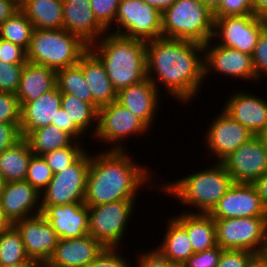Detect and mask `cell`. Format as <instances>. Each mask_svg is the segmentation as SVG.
<instances>
[{
  "instance_id": "cell-26",
  "label": "cell",
  "mask_w": 267,
  "mask_h": 267,
  "mask_svg": "<svg viewBox=\"0 0 267 267\" xmlns=\"http://www.w3.org/2000/svg\"><path fill=\"white\" fill-rule=\"evenodd\" d=\"M56 86L54 69L27 62L22 70L15 95L21 106L25 102L36 101L42 94L53 90Z\"/></svg>"
},
{
  "instance_id": "cell-50",
  "label": "cell",
  "mask_w": 267,
  "mask_h": 267,
  "mask_svg": "<svg viewBox=\"0 0 267 267\" xmlns=\"http://www.w3.org/2000/svg\"><path fill=\"white\" fill-rule=\"evenodd\" d=\"M19 9V0H0V25Z\"/></svg>"
},
{
  "instance_id": "cell-35",
  "label": "cell",
  "mask_w": 267,
  "mask_h": 267,
  "mask_svg": "<svg viewBox=\"0 0 267 267\" xmlns=\"http://www.w3.org/2000/svg\"><path fill=\"white\" fill-rule=\"evenodd\" d=\"M33 30V24L19 9L0 25V38L17 44L27 51Z\"/></svg>"
},
{
  "instance_id": "cell-24",
  "label": "cell",
  "mask_w": 267,
  "mask_h": 267,
  "mask_svg": "<svg viewBox=\"0 0 267 267\" xmlns=\"http://www.w3.org/2000/svg\"><path fill=\"white\" fill-rule=\"evenodd\" d=\"M62 94L56 86L42 94L36 101L25 102L20 107V135L25 138L31 131L56 123L57 111L61 108Z\"/></svg>"
},
{
  "instance_id": "cell-62",
  "label": "cell",
  "mask_w": 267,
  "mask_h": 267,
  "mask_svg": "<svg viewBox=\"0 0 267 267\" xmlns=\"http://www.w3.org/2000/svg\"><path fill=\"white\" fill-rule=\"evenodd\" d=\"M39 267H48L46 264H40Z\"/></svg>"
},
{
  "instance_id": "cell-28",
  "label": "cell",
  "mask_w": 267,
  "mask_h": 267,
  "mask_svg": "<svg viewBox=\"0 0 267 267\" xmlns=\"http://www.w3.org/2000/svg\"><path fill=\"white\" fill-rule=\"evenodd\" d=\"M19 7L34 29H63V0H19Z\"/></svg>"
},
{
  "instance_id": "cell-42",
  "label": "cell",
  "mask_w": 267,
  "mask_h": 267,
  "mask_svg": "<svg viewBox=\"0 0 267 267\" xmlns=\"http://www.w3.org/2000/svg\"><path fill=\"white\" fill-rule=\"evenodd\" d=\"M214 18L254 14L252 0H222L213 12Z\"/></svg>"
},
{
  "instance_id": "cell-23",
  "label": "cell",
  "mask_w": 267,
  "mask_h": 267,
  "mask_svg": "<svg viewBox=\"0 0 267 267\" xmlns=\"http://www.w3.org/2000/svg\"><path fill=\"white\" fill-rule=\"evenodd\" d=\"M160 96L156 86L146 78L138 84L130 85L118 91L116 101L130 110L151 129L155 117H157V110L161 107L159 106Z\"/></svg>"
},
{
  "instance_id": "cell-14",
  "label": "cell",
  "mask_w": 267,
  "mask_h": 267,
  "mask_svg": "<svg viewBox=\"0 0 267 267\" xmlns=\"http://www.w3.org/2000/svg\"><path fill=\"white\" fill-rule=\"evenodd\" d=\"M221 163L234 183L253 184L267 171V148L259 136H254Z\"/></svg>"
},
{
  "instance_id": "cell-57",
  "label": "cell",
  "mask_w": 267,
  "mask_h": 267,
  "mask_svg": "<svg viewBox=\"0 0 267 267\" xmlns=\"http://www.w3.org/2000/svg\"><path fill=\"white\" fill-rule=\"evenodd\" d=\"M38 262H20L14 265L0 266V267H39Z\"/></svg>"
},
{
  "instance_id": "cell-55",
  "label": "cell",
  "mask_w": 267,
  "mask_h": 267,
  "mask_svg": "<svg viewBox=\"0 0 267 267\" xmlns=\"http://www.w3.org/2000/svg\"><path fill=\"white\" fill-rule=\"evenodd\" d=\"M11 225L9 220L5 217L0 204V233Z\"/></svg>"
},
{
  "instance_id": "cell-13",
  "label": "cell",
  "mask_w": 267,
  "mask_h": 267,
  "mask_svg": "<svg viewBox=\"0 0 267 267\" xmlns=\"http://www.w3.org/2000/svg\"><path fill=\"white\" fill-rule=\"evenodd\" d=\"M220 111L221 113H217L216 118L213 117L211 125L207 128L208 131L204 132L205 137H203L208 151L206 154L217 158L219 163L255 136L226 112Z\"/></svg>"
},
{
  "instance_id": "cell-48",
  "label": "cell",
  "mask_w": 267,
  "mask_h": 267,
  "mask_svg": "<svg viewBox=\"0 0 267 267\" xmlns=\"http://www.w3.org/2000/svg\"><path fill=\"white\" fill-rule=\"evenodd\" d=\"M20 125L0 123V153L12 147L22 138L20 135Z\"/></svg>"
},
{
  "instance_id": "cell-1",
  "label": "cell",
  "mask_w": 267,
  "mask_h": 267,
  "mask_svg": "<svg viewBox=\"0 0 267 267\" xmlns=\"http://www.w3.org/2000/svg\"><path fill=\"white\" fill-rule=\"evenodd\" d=\"M146 71L159 92L163 85L166 94L180 105L193 103L205 82L203 44L165 37L148 40Z\"/></svg>"
},
{
  "instance_id": "cell-60",
  "label": "cell",
  "mask_w": 267,
  "mask_h": 267,
  "mask_svg": "<svg viewBox=\"0 0 267 267\" xmlns=\"http://www.w3.org/2000/svg\"><path fill=\"white\" fill-rule=\"evenodd\" d=\"M5 184H6L5 179L0 175V197H1V194L3 193V191H4Z\"/></svg>"
},
{
  "instance_id": "cell-45",
  "label": "cell",
  "mask_w": 267,
  "mask_h": 267,
  "mask_svg": "<svg viewBox=\"0 0 267 267\" xmlns=\"http://www.w3.org/2000/svg\"><path fill=\"white\" fill-rule=\"evenodd\" d=\"M223 250L216 245L202 252L193 253L181 267H217Z\"/></svg>"
},
{
  "instance_id": "cell-47",
  "label": "cell",
  "mask_w": 267,
  "mask_h": 267,
  "mask_svg": "<svg viewBox=\"0 0 267 267\" xmlns=\"http://www.w3.org/2000/svg\"><path fill=\"white\" fill-rule=\"evenodd\" d=\"M144 249L139 256L135 257L137 267H174L165 259L156 249H150L146 252ZM138 261V262H137ZM135 266V267H136ZM134 267V266H131Z\"/></svg>"
},
{
  "instance_id": "cell-33",
  "label": "cell",
  "mask_w": 267,
  "mask_h": 267,
  "mask_svg": "<svg viewBox=\"0 0 267 267\" xmlns=\"http://www.w3.org/2000/svg\"><path fill=\"white\" fill-rule=\"evenodd\" d=\"M57 87L61 94H71L81 101L93 105L92 93L88 86L82 67L79 64L56 71Z\"/></svg>"
},
{
  "instance_id": "cell-39",
  "label": "cell",
  "mask_w": 267,
  "mask_h": 267,
  "mask_svg": "<svg viewBox=\"0 0 267 267\" xmlns=\"http://www.w3.org/2000/svg\"><path fill=\"white\" fill-rule=\"evenodd\" d=\"M24 65L0 61V92H17Z\"/></svg>"
},
{
  "instance_id": "cell-34",
  "label": "cell",
  "mask_w": 267,
  "mask_h": 267,
  "mask_svg": "<svg viewBox=\"0 0 267 267\" xmlns=\"http://www.w3.org/2000/svg\"><path fill=\"white\" fill-rule=\"evenodd\" d=\"M20 262H36L25 251L21 235L11 224L0 233V266L14 265Z\"/></svg>"
},
{
  "instance_id": "cell-10",
  "label": "cell",
  "mask_w": 267,
  "mask_h": 267,
  "mask_svg": "<svg viewBox=\"0 0 267 267\" xmlns=\"http://www.w3.org/2000/svg\"><path fill=\"white\" fill-rule=\"evenodd\" d=\"M216 244L225 250L258 255L267 236V217L214 219Z\"/></svg>"
},
{
  "instance_id": "cell-22",
  "label": "cell",
  "mask_w": 267,
  "mask_h": 267,
  "mask_svg": "<svg viewBox=\"0 0 267 267\" xmlns=\"http://www.w3.org/2000/svg\"><path fill=\"white\" fill-rule=\"evenodd\" d=\"M105 248L90 234L80 238L59 239L46 265L48 267H86Z\"/></svg>"
},
{
  "instance_id": "cell-5",
  "label": "cell",
  "mask_w": 267,
  "mask_h": 267,
  "mask_svg": "<svg viewBox=\"0 0 267 267\" xmlns=\"http://www.w3.org/2000/svg\"><path fill=\"white\" fill-rule=\"evenodd\" d=\"M215 18L201 0H176L162 12V37L206 44L213 38Z\"/></svg>"
},
{
  "instance_id": "cell-46",
  "label": "cell",
  "mask_w": 267,
  "mask_h": 267,
  "mask_svg": "<svg viewBox=\"0 0 267 267\" xmlns=\"http://www.w3.org/2000/svg\"><path fill=\"white\" fill-rule=\"evenodd\" d=\"M0 61L9 64H26L27 51L17 44L0 38Z\"/></svg>"
},
{
  "instance_id": "cell-54",
  "label": "cell",
  "mask_w": 267,
  "mask_h": 267,
  "mask_svg": "<svg viewBox=\"0 0 267 267\" xmlns=\"http://www.w3.org/2000/svg\"><path fill=\"white\" fill-rule=\"evenodd\" d=\"M257 261H259L264 267H267V236L262 244L259 254L257 255Z\"/></svg>"
},
{
  "instance_id": "cell-7",
  "label": "cell",
  "mask_w": 267,
  "mask_h": 267,
  "mask_svg": "<svg viewBox=\"0 0 267 267\" xmlns=\"http://www.w3.org/2000/svg\"><path fill=\"white\" fill-rule=\"evenodd\" d=\"M150 128L130 110L114 101L98 109L97 129L94 140L102 142L110 149L106 150H127L126 140L130 136H144ZM126 138V139H125ZM125 143V144H123Z\"/></svg>"
},
{
  "instance_id": "cell-2",
  "label": "cell",
  "mask_w": 267,
  "mask_h": 267,
  "mask_svg": "<svg viewBox=\"0 0 267 267\" xmlns=\"http://www.w3.org/2000/svg\"><path fill=\"white\" fill-rule=\"evenodd\" d=\"M133 160L128 150H104L94 156L91 153L84 204L97 206L113 201L137 200V193L146 185L151 191L153 185H157L151 179L153 171Z\"/></svg>"
},
{
  "instance_id": "cell-52",
  "label": "cell",
  "mask_w": 267,
  "mask_h": 267,
  "mask_svg": "<svg viewBox=\"0 0 267 267\" xmlns=\"http://www.w3.org/2000/svg\"><path fill=\"white\" fill-rule=\"evenodd\" d=\"M145 3L154 6L161 13L164 12L168 7L172 6L176 0H143Z\"/></svg>"
},
{
  "instance_id": "cell-11",
  "label": "cell",
  "mask_w": 267,
  "mask_h": 267,
  "mask_svg": "<svg viewBox=\"0 0 267 267\" xmlns=\"http://www.w3.org/2000/svg\"><path fill=\"white\" fill-rule=\"evenodd\" d=\"M91 153L86 150L73 164L53 175L40 193L41 205L84 203Z\"/></svg>"
},
{
  "instance_id": "cell-29",
  "label": "cell",
  "mask_w": 267,
  "mask_h": 267,
  "mask_svg": "<svg viewBox=\"0 0 267 267\" xmlns=\"http://www.w3.org/2000/svg\"><path fill=\"white\" fill-rule=\"evenodd\" d=\"M166 225L164 237L155 249L174 267H181L194 253L187 231L173 217Z\"/></svg>"
},
{
  "instance_id": "cell-36",
  "label": "cell",
  "mask_w": 267,
  "mask_h": 267,
  "mask_svg": "<svg viewBox=\"0 0 267 267\" xmlns=\"http://www.w3.org/2000/svg\"><path fill=\"white\" fill-rule=\"evenodd\" d=\"M81 141H74L70 146L53 150L43 155L54 174L73 164L86 150ZM83 146V147H82Z\"/></svg>"
},
{
  "instance_id": "cell-32",
  "label": "cell",
  "mask_w": 267,
  "mask_h": 267,
  "mask_svg": "<svg viewBox=\"0 0 267 267\" xmlns=\"http://www.w3.org/2000/svg\"><path fill=\"white\" fill-rule=\"evenodd\" d=\"M61 108L66 111L69 120H72L84 134H88L93 126L91 130L93 133H89L93 138L97 129L98 110L91 103L81 101L71 94H62Z\"/></svg>"
},
{
  "instance_id": "cell-51",
  "label": "cell",
  "mask_w": 267,
  "mask_h": 267,
  "mask_svg": "<svg viewBox=\"0 0 267 267\" xmlns=\"http://www.w3.org/2000/svg\"><path fill=\"white\" fill-rule=\"evenodd\" d=\"M253 186L263 206L267 209V171L253 183Z\"/></svg>"
},
{
  "instance_id": "cell-21",
  "label": "cell",
  "mask_w": 267,
  "mask_h": 267,
  "mask_svg": "<svg viewBox=\"0 0 267 267\" xmlns=\"http://www.w3.org/2000/svg\"><path fill=\"white\" fill-rule=\"evenodd\" d=\"M63 28L88 45L108 32L95 18L90 0H63Z\"/></svg>"
},
{
  "instance_id": "cell-58",
  "label": "cell",
  "mask_w": 267,
  "mask_h": 267,
  "mask_svg": "<svg viewBox=\"0 0 267 267\" xmlns=\"http://www.w3.org/2000/svg\"><path fill=\"white\" fill-rule=\"evenodd\" d=\"M262 22L263 31L267 33V11L259 16Z\"/></svg>"
},
{
  "instance_id": "cell-61",
  "label": "cell",
  "mask_w": 267,
  "mask_h": 267,
  "mask_svg": "<svg viewBox=\"0 0 267 267\" xmlns=\"http://www.w3.org/2000/svg\"><path fill=\"white\" fill-rule=\"evenodd\" d=\"M251 267H264L259 261H255V263Z\"/></svg>"
},
{
  "instance_id": "cell-3",
  "label": "cell",
  "mask_w": 267,
  "mask_h": 267,
  "mask_svg": "<svg viewBox=\"0 0 267 267\" xmlns=\"http://www.w3.org/2000/svg\"><path fill=\"white\" fill-rule=\"evenodd\" d=\"M89 49L103 64L116 92L147 78L146 41L108 31Z\"/></svg>"
},
{
  "instance_id": "cell-30",
  "label": "cell",
  "mask_w": 267,
  "mask_h": 267,
  "mask_svg": "<svg viewBox=\"0 0 267 267\" xmlns=\"http://www.w3.org/2000/svg\"><path fill=\"white\" fill-rule=\"evenodd\" d=\"M32 155L28 142L21 138L0 153V175L6 182L25 181Z\"/></svg>"
},
{
  "instance_id": "cell-18",
  "label": "cell",
  "mask_w": 267,
  "mask_h": 267,
  "mask_svg": "<svg viewBox=\"0 0 267 267\" xmlns=\"http://www.w3.org/2000/svg\"><path fill=\"white\" fill-rule=\"evenodd\" d=\"M41 214L59 239L80 238L89 234V207L84 203L41 205Z\"/></svg>"
},
{
  "instance_id": "cell-37",
  "label": "cell",
  "mask_w": 267,
  "mask_h": 267,
  "mask_svg": "<svg viewBox=\"0 0 267 267\" xmlns=\"http://www.w3.org/2000/svg\"><path fill=\"white\" fill-rule=\"evenodd\" d=\"M53 175L43 156H31L25 181L41 193L48 186Z\"/></svg>"
},
{
  "instance_id": "cell-53",
  "label": "cell",
  "mask_w": 267,
  "mask_h": 267,
  "mask_svg": "<svg viewBox=\"0 0 267 267\" xmlns=\"http://www.w3.org/2000/svg\"><path fill=\"white\" fill-rule=\"evenodd\" d=\"M254 15L260 16L267 11V0H252Z\"/></svg>"
},
{
  "instance_id": "cell-44",
  "label": "cell",
  "mask_w": 267,
  "mask_h": 267,
  "mask_svg": "<svg viewBox=\"0 0 267 267\" xmlns=\"http://www.w3.org/2000/svg\"><path fill=\"white\" fill-rule=\"evenodd\" d=\"M256 82L267 77V33L262 31L251 56Z\"/></svg>"
},
{
  "instance_id": "cell-31",
  "label": "cell",
  "mask_w": 267,
  "mask_h": 267,
  "mask_svg": "<svg viewBox=\"0 0 267 267\" xmlns=\"http://www.w3.org/2000/svg\"><path fill=\"white\" fill-rule=\"evenodd\" d=\"M36 156H43L53 150L70 146L75 140L55 125H48L31 131L24 138Z\"/></svg>"
},
{
  "instance_id": "cell-19",
  "label": "cell",
  "mask_w": 267,
  "mask_h": 267,
  "mask_svg": "<svg viewBox=\"0 0 267 267\" xmlns=\"http://www.w3.org/2000/svg\"><path fill=\"white\" fill-rule=\"evenodd\" d=\"M255 136L267 127V99L247 91L233 92L221 108Z\"/></svg>"
},
{
  "instance_id": "cell-9",
  "label": "cell",
  "mask_w": 267,
  "mask_h": 267,
  "mask_svg": "<svg viewBox=\"0 0 267 267\" xmlns=\"http://www.w3.org/2000/svg\"><path fill=\"white\" fill-rule=\"evenodd\" d=\"M110 33L144 41L162 37V13L143 0H120Z\"/></svg>"
},
{
  "instance_id": "cell-49",
  "label": "cell",
  "mask_w": 267,
  "mask_h": 267,
  "mask_svg": "<svg viewBox=\"0 0 267 267\" xmlns=\"http://www.w3.org/2000/svg\"><path fill=\"white\" fill-rule=\"evenodd\" d=\"M59 127L62 131L68 133L75 141H80V139L85 137L84 133L74 124L72 120H69L66 111L60 108L57 111L56 123H52Z\"/></svg>"
},
{
  "instance_id": "cell-15",
  "label": "cell",
  "mask_w": 267,
  "mask_h": 267,
  "mask_svg": "<svg viewBox=\"0 0 267 267\" xmlns=\"http://www.w3.org/2000/svg\"><path fill=\"white\" fill-rule=\"evenodd\" d=\"M214 40V41H213ZM215 39H211L204 47V81L209 74L216 73L228 77L241 78L256 82V76L250 55L233 48L218 45Z\"/></svg>"
},
{
  "instance_id": "cell-59",
  "label": "cell",
  "mask_w": 267,
  "mask_h": 267,
  "mask_svg": "<svg viewBox=\"0 0 267 267\" xmlns=\"http://www.w3.org/2000/svg\"><path fill=\"white\" fill-rule=\"evenodd\" d=\"M259 137L261 138V140L263 141L264 145L267 148V127L265 128V130L259 135Z\"/></svg>"
},
{
  "instance_id": "cell-6",
  "label": "cell",
  "mask_w": 267,
  "mask_h": 267,
  "mask_svg": "<svg viewBox=\"0 0 267 267\" xmlns=\"http://www.w3.org/2000/svg\"><path fill=\"white\" fill-rule=\"evenodd\" d=\"M88 49L89 45L79 36L69 33L64 28L34 29L27 50V62L57 71L78 64Z\"/></svg>"
},
{
  "instance_id": "cell-56",
  "label": "cell",
  "mask_w": 267,
  "mask_h": 267,
  "mask_svg": "<svg viewBox=\"0 0 267 267\" xmlns=\"http://www.w3.org/2000/svg\"><path fill=\"white\" fill-rule=\"evenodd\" d=\"M212 12L220 5L222 0H201Z\"/></svg>"
},
{
  "instance_id": "cell-8",
  "label": "cell",
  "mask_w": 267,
  "mask_h": 267,
  "mask_svg": "<svg viewBox=\"0 0 267 267\" xmlns=\"http://www.w3.org/2000/svg\"><path fill=\"white\" fill-rule=\"evenodd\" d=\"M136 200H120L89 207V234L107 248H119L133 216Z\"/></svg>"
},
{
  "instance_id": "cell-41",
  "label": "cell",
  "mask_w": 267,
  "mask_h": 267,
  "mask_svg": "<svg viewBox=\"0 0 267 267\" xmlns=\"http://www.w3.org/2000/svg\"><path fill=\"white\" fill-rule=\"evenodd\" d=\"M257 255L244 250H223L217 267H251Z\"/></svg>"
},
{
  "instance_id": "cell-25",
  "label": "cell",
  "mask_w": 267,
  "mask_h": 267,
  "mask_svg": "<svg viewBox=\"0 0 267 267\" xmlns=\"http://www.w3.org/2000/svg\"><path fill=\"white\" fill-rule=\"evenodd\" d=\"M78 64L82 67L85 80L92 93L93 106L97 110L116 101L117 92L103 64L90 49L81 56Z\"/></svg>"
},
{
  "instance_id": "cell-17",
  "label": "cell",
  "mask_w": 267,
  "mask_h": 267,
  "mask_svg": "<svg viewBox=\"0 0 267 267\" xmlns=\"http://www.w3.org/2000/svg\"><path fill=\"white\" fill-rule=\"evenodd\" d=\"M213 219L267 217L253 184L233 183L208 213Z\"/></svg>"
},
{
  "instance_id": "cell-40",
  "label": "cell",
  "mask_w": 267,
  "mask_h": 267,
  "mask_svg": "<svg viewBox=\"0 0 267 267\" xmlns=\"http://www.w3.org/2000/svg\"><path fill=\"white\" fill-rule=\"evenodd\" d=\"M20 109L15 93L0 92V123L21 124Z\"/></svg>"
},
{
  "instance_id": "cell-38",
  "label": "cell",
  "mask_w": 267,
  "mask_h": 267,
  "mask_svg": "<svg viewBox=\"0 0 267 267\" xmlns=\"http://www.w3.org/2000/svg\"><path fill=\"white\" fill-rule=\"evenodd\" d=\"M97 21L108 31L115 23L120 0H90Z\"/></svg>"
},
{
  "instance_id": "cell-16",
  "label": "cell",
  "mask_w": 267,
  "mask_h": 267,
  "mask_svg": "<svg viewBox=\"0 0 267 267\" xmlns=\"http://www.w3.org/2000/svg\"><path fill=\"white\" fill-rule=\"evenodd\" d=\"M13 225L21 235L27 256L46 264L55 251L59 237L42 214L15 221Z\"/></svg>"
},
{
  "instance_id": "cell-27",
  "label": "cell",
  "mask_w": 267,
  "mask_h": 267,
  "mask_svg": "<svg viewBox=\"0 0 267 267\" xmlns=\"http://www.w3.org/2000/svg\"><path fill=\"white\" fill-rule=\"evenodd\" d=\"M186 231L193 252H202L216 246V225L208 213L183 211L172 216Z\"/></svg>"
},
{
  "instance_id": "cell-43",
  "label": "cell",
  "mask_w": 267,
  "mask_h": 267,
  "mask_svg": "<svg viewBox=\"0 0 267 267\" xmlns=\"http://www.w3.org/2000/svg\"><path fill=\"white\" fill-rule=\"evenodd\" d=\"M120 248H105L92 262L86 267H131L133 264L129 259L124 258ZM119 251V252H118Z\"/></svg>"
},
{
  "instance_id": "cell-12",
  "label": "cell",
  "mask_w": 267,
  "mask_h": 267,
  "mask_svg": "<svg viewBox=\"0 0 267 267\" xmlns=\"http://www.w3.org/2000/svg\"><path fill=\"white\" fill-rule=\"evenodd\" d=\"M263 31L259 16L254 14L215 18L212 39L218 45L239 50L252 56L258 38Z\"/></svg>"
},
{
  "instance_id": "cell-20",
  "label": "cell",
  "mask_w": 267,
  "mask_h": 267,
  "mask_svg": "<svg viewBox=\"0 0 267 267\" xmlns=\"http://www.w3.org/2000/svg\"><path fill=\"white\" fill-rule=\"evenodd\" d=\"M5 217L11 224L41 214V195L27 181L6 182L0 197Z\"/></svg>"
},
{
  "instance_id": "cell-4",
  "label": "cell",
  "mask_w": 267,
  "mask_h": 267,
  "mask_svg": "<svg viewBox=\"0 0 267 267\" xmlns=\"http://www.w3.org/2000/svg\"><path fill=\"white\" fill-rule=\"evenodd\" d=\"M178 180V181H177ZM222 163L215 162L208 169L193 172L175 181L158 184L157 191L173 196L182 205L190 206V213H209L233 184Z\"/></svg>"
}]
</instances>
